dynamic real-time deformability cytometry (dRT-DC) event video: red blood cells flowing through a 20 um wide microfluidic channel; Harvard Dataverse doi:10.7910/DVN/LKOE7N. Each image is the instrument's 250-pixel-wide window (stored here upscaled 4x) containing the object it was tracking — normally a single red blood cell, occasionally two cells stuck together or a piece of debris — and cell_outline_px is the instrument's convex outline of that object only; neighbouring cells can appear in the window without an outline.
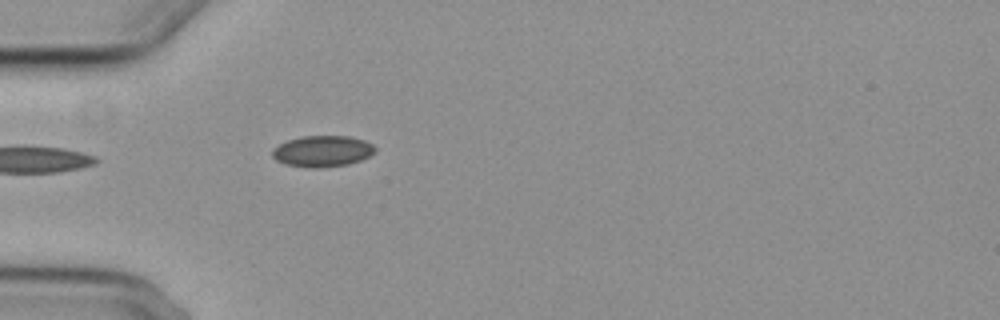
{"species": "common noctule bat (a hibernating species)", "species_latin": "Nyctalus noctula", "temperature_condition": "cold", "stored_images_in_passage": 4, "camera_frame_rate_fps": 3000, "um_per_image_px": 0.085, "animal": {"sex": "female", "body_mass_g": 29.2, "forearm_length_mm": 56.3}, "frame": {"image": 1, "passage_image": 4, "time_ms": 3.667, "image_size_px": [1000, 320], "cell_outline_px": [[376, 152], [360, 160], [348, 164], [316, 168], [284, 164], [276, 160], [272, 156], [272, 148], [288, 140], [300, 136], [348, 136], [364, 140], [372, 144], [376, 148]], "centroid_in_image_um": [27.4, 12.84], "position_along_channel_um": 57.6, "area_um2": 18.61}}